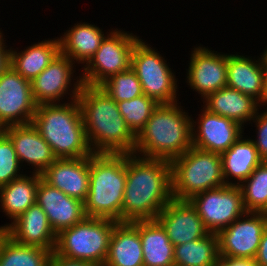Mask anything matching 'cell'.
<instances>
[{"instance_id":"cell-10","label":"cell","mask_w":267,"mask_h":266,"mask_svg":"<svg viewBox=\"0 0 267 266\" xmlns=\"http://www.w3.org/2000/svg\"><path fill=\"white\" fill-rule=\"evenodd\" d=\"M74 66L76 67L72 60L59 52L51 63L31 81L35 103L37 105L65 103L63 100L68 96L66 100H76L83 82L81 73L78 76Z\"/></svg>"},{"instance_id":"cell-33","label":"cell","mask_w":267,"mask_h":266,"mask_svg":"<svg viewBox=\"0 0 267 266\" xmlns=\"http://www.w3.org/2000/svg\"><path fill=\"white\" fill-rule=\"evenodd\" d=\"M116 103L131 100L143 94L141 83L131 69L112 75L100 86Z\"/></svg>"},{"instance_id":"cell-25","label":"cell","mask_w":267,"mask_h":266,"mask_svg":"<svg viewBox=\"0 0 267 266\" xmlns=\"http://www.w3.org/2000/svg\"><path fill=\"white\" fill-rule=\"evenodd\" d=\"M243 136L244 134L227 151L220 154L226 185L239 186L263 162L251 137Z\"/></svg>"},{"instance_id":"cell-17","label":"cell","mask_w":267,"mask_h":266,"mask_svg":"<svg viewBox=\"0 0 267 266\" xmlns=\"http://www.w3.org/2000/svg\"><path fill=\"white\" fill-rule=\"evenodd\" d=\"M155 219L174 246L198 240L209 233L189 201L172 199Z\"/></svg>"},{"instance_id":"cell-42","label":"cell","mask_w":267,"mask_h":266,"mask_svg":"<svg viewBox=\"0 0 267 266\" xmlns=\"http://www.w3.org/2000/svg\"><path fill=\"white\" fill-rule=\"evenodd\" d=\"M259 213L267 219V201H266L264 207L259 211Z\"/></svg>"},{"instance_id":"cell-32","label":"cell","mask_w":267,"mask_h":266,"mask_svg":"<svg viewBox=\"0 0 267 266\" xmlns=\"http://www.w3.org/2000/svg\"><path fill=\"white\" fill-rule=\"evenodd\" d=\"M117 105L125 123L137 136L159 104L153 98L142 94L131 100L117 102Z\"/></svg>"},{"instance_id":"cell-21","label":"cell","mask_w":267,"mask_h":266,"mask_svg":"<svg viewBox=\"0 0 267 266\" xmlns=\"http://www.w3.org/2000/svg\"><path fill=\"white\" fill-rule=\"evenodd\" d=\"M17 243L54 251L57 234L52 229L44 210L35 203L14 222L1 225Z\"/></svg>"},{"instance_id":"cell-29","label":"cell","mask_w":267,"mask_h":266,"mask_svg":"<svg viewBox=\"0 0 267 266\" xmlns=\"http://www.w3.org/2000/svg\"><path fill=\"white\" fill-rule=\"evenodd\" d=\"M219 257L217 233L174 246V265L211 266Z\"/></svg>"},{"instance_id":"cell-9","label":"cell","mask_w":267,"mask_h":266,"mask_svg":"<svg viewBox=\"0 0 267 266\" xmlns=\"http://www.w3.org/2000/svg\"><path fill=\"white\" fill-rule=\"evenodd\" d=\"M136 35L114 28L88 63L81 67L83 84L100 86L112 75L127 71L131 65L133 47L140 39Z\"/></svg>"},{"instance_id":"cell-2","label":"cell","mask_w":267,"mask_h":266,"mask_svg":"<svg viewBox=\"0 0 267 266\" xmlns=\"http://www.w3.org/2000/svg\"><path fill=\"white\" fill-rule=\"evenodd\" d=\"M77 100L93 153L134 154L136 135L102 88L83 84Z\"/></svg>"},{"instance_id":"cell-41","label":"cell","mask_w":267,"mask_h":266,"mask_svg":"<svg viewBox=\"0 0 267 266\" xmlns=\"http://www.w3.org/2000/svg\"><path fill=\"white\" fill-rule=\"evenodd\" d=\"M6 234H7L6 229L4 227L0 226V247H1L2 240Z\"/></svg>"},{"instance_id":"cell-26","label":"cell","mask_w":267,"mask_h":266,"mask_svg":"<svg viewBox=\"0 0 267 266\" xmlns=\"http://www.w3.org/2000/svg\"><path fill=\"white\" fill-rule=\"evenodd\" d=\"M60 52L58 37L44 39L18 51L10 47V66L25 79L36 78Z\"/></svg>"},{"instance_id":"cell-22","label":"cell","mask_w":267,"mask_h":266,"mask_svg":"<svg viewBox=\"0 0 267 266\" xmlns=\"http://www.w3.org/2000/svg\"><path fill=\"white\" fill-rule=\"evenodd\" d=\"M112 30L113 28L104 33L103 29H100L95 24L77 22L72 27H69L62 36L58 37L60 52L75 64H83L82 67H84Z\"/></svg>"},{"instance_id":"cell-20","label":"cell","mask_w":267,"mask_h":266,"mask_svg":"<svg viewBox=\"0 0 267 266\" xmlns=\"http://www.w3.org/2000/svg\"><path fill=\"white\" fill-rule=\"evenodd\" d=\"M90 156L56 159L41 178L67 196L85 202L89 191Z\"/></svg>"},{"instance_id":"cell-7","label":"cell","mask_w":267,"mask_h":266,"mask_svg":"<svg viewBox=\"0 0 267 266\" xmlns=\"http://www.w3.org/2000/svg\"><path fill=\"white\" fill-rule=\"evenodd\" d=\"M118 222L109 218L85 217L57 234L54 253L69 259L103 266L108 256L113 228Z\"/></svg>"},{"instance_id":"cell-27","label":"cell","mask_w":267,"mask_h":266,"mask_svg":"<svg viewBox=\"0 0 267 266\" xmlns=\"http://www.w3.org/2000/svg\"><path fill=\"white\" fill-rule=\"evenodd\" d=\"M28 175L25 172L20 178L0 187V209L11 223L36 203L39 174Z\"/></svg>"},{"instance_id":"cell-34","label":"cell","mask_w":267,"mask_h":266,"mask_svg":"<svg viewBox=\"0 0 267 266\" xmlns=\"http://www.w3.org/2000/svg\"><path fill=\"white\" fill-rule=\"evenodd\" d=\"M10 138L5 132L0 134V187L24 175ZM21 172V173H20Z\"/></svg>"},{"instance_id":"cell-16","label":"cell","mask_w":267,"mask_h":266,"mask_svg":"<svg viewBox=\"0 0 267 266\" xmlns=\"http://www.w3.org/2000/svg\"><path fill=\"white\" fill-rule=\"evenodd\" d=\"M256 59L238 52L227 53L226 87L251 96L264 108L267 104L265 61L262 53Z\"/></svg>"},{"instance_id":"cell-38","label":"cell","mask_w":267,"mask_h":266,"mask_svg":"<svg viewBox=\"0 0 267 266\" xmlns=\"http://www.w3.org/2000/svg\"><path fill=\"white\" fill-rule=\"evenodd\" d=\"M255 260L259 266H267V227L262 234Z\"/></svg>"},{"instance_id":"cell-12","label":"cell","mask_w":267,"mask_h":266,"mask_svg":"<svg viewBox=\"0 0 267 266\" xmlns=\"http://www.w3.org/2000/svg\"><path fill=\"white\" fill-rule=\"evenodd\" d=\"M37 104L32 96L31 81L10 65L0 75V123L5 128L32 123Z\"/></svg>"},{"instance_id":"cell-44","label":"cell","mask_w":267,"mask_h":266,"mask_svg":"<svg viewBox=\"0 0 267 266\" xmlns=\"http://www.w3.org/2000/svg\"><path fill=\"white\" fill-rule=\"evenodd\" d=\"M265 69H266V89H267V62H265Z\"/></svg>"},{"instance_id":"cell-1","label":"cell","mask_w":267,"mask_h":266,"mask_svg":"<svg viewBox=\"0 0 267 266\" xmlns=\"http://www.w3.org/2000/svg\"><path fill=\"white\" fill-rule=\"evenodd\" d=\"M172 199L169 161L126 154L122 222L153 220Z\"/></svg>"},{"instance_id":"cell-31","label":"cell","mask_w":267,"mask_h":266,"mask_svg":"<svg viewBox=\"0 0 267 266\" xmlns=\"http://www.w3.org/2000/svg\"><path fill=\"white\" fill-rule=\"evenodd\" d=\"M246 212H259L267 201V161H263L239 185Z\"/></svg>"},{"instance_id":"cell-5","label":"cell","mask_w":267,"mask_h":266,"mask_svg":"<svg viewBox=\"0 0 267 266\" xmlns=\"http://www.w3.org/2000/svg\"><path fill=\"white\" fill-rule=\"evenodd\" d=\"M125 183L126 154L93 153L89 191L84 202L86 216L122 222Z\"/></svg>"},{"instance_id":"cell-23","label":"cell","mask_w":267,"mask_h":266,"mask_svg":"<svg viewBox=\"0 0 267 266\" xmlns=\"http://www.w3.org/2000/svg\"><path fill=\"white\" fill-rule=\"evenodd\" d=\"M202 101L204 105L201 107L214 114L229 118L243 128L255 118L258 109H262V106L251 96L229 87L213 92Z\"/></svg>"},{"instance_id":"cell-11","label":"cell","mask_w":267,"mask_h":266,"mask_svg":"<svg viewBox=\"0 0 267 266\" xmlns=\"http://www.w3.org/2000/svg\"><path fill=\"white\" fill-rule=\"evenodd\" d=\"M188 201L210 233H218L246 212L238 185H224L203 191Z\"/></svg>"},{"instance_id":"cell-39","label":"cell","mask_w":267,"mask_h":266,"mask_svg":"<svg viewBox=\"0 0 267 266\" xmlns=\"http://www.w3.org/2000/svg\"><path fill=\"white\" fill-rule=\"evenodd\" d=\"M233 266H259L253 258H235L233 257Z\"/></svg>"},{"instance_id":"cell-15","label":"cell","mask_w":267,"mask_h":266,"mask_svg":"<svg viewBox=\"0 0 267 266\" xmlns=\"http://www.w3.org/2000/svg\"><path fill=\"white\" fill-rule=\"evenodd\" d=\"M197 121H191L192 146L209 152L227 151L244 134V128L237 122L214 114L204 107Z\"/></svg>"},{"instance_id":"cell-45","label":"cell","mask_w":267,"mask_h":266,"mask_svg":"<svg viewBox=\"0 0 267 266\" xmlns=\"http://www.w3.org/2000/svg\"><path fill=\"white\" fill-rule=\"evenodd\" d=\"M4 127L1 125V123H0V134L2 133V132H4Z\"/></svg>"},{"instance_id":"cell-3","label":"cell","mask_w":267,"mask_h":266,"mask_svg":"<svg viewBox=\"0 0 267 266\" xmlns=\"http://www.w3.org/2000/svg\"><path fill=\"white\" fill-rule=\"evenodd\" d=\"M184 108L179 101L159 104L136 136L134 154L171 162L191 148L192 115Z\"/></svg>"},{"instance_id":"cell-37","label":"cell","mask_w":267,"mask_h":266,"mask_svg":"<svg viewBox=\"0 0 267 266\" xmlns=\"http://www.w3.org/2000/svg\"><path fill=\"white\" fill-rule=\"evenodd\" d=\"M0 28V75L9 67L10 63V48H7L6 36H3V31Z\"/></svg>"},{"instance_id":"cell-13","label":"cell","mask_w":267,"mask_h":266,"mask_svg":"<svg viewBox=\"0 0 267 266\" xmlns=\"http://www.w3.org/2000/svg\"><path fill=\"white\" fill-rule=\"evenodd\" d=\"M267 219L259 212H245L217 233L219 256L255 259Z\"/></svg>"},{"instance_id":"cell-14","label":"cell","mask_w":267,"mask_h":266,"mask_svg":"<svg viewBox=\"0 0 267 266\" xmlns=\"http://www.w3.org/2000/svg\"><path fill=\"white\" fill-rule=\"evenodd\" d=\"M189 62L185 82L201 95V100L226 87L227 53L211 50L200 44L191 51Z\"/></svg>"},{"instance_id":"cell-28","label":"cell","mask_w":267,"mask_h":266,"mask_svg":"<svg viewBox=\"0 0 267 266\" xmlns=\"http://www.w3.org/2000/svg\"><path fill=\"white\" fill-rule=\"evenodd\" d=\"M139 235L144 266L174 265V245L156 219L140 220Z\"/></svg>"},{"instance_id":"cell-36","label":"cell","mask_w":267,"mask_h":266,"mask_svg":"<svg viewBox=\"0 0 267 266\" xmlns=\"http://www.w3.org/2000/svg\"><path fill=\"white\" fill-rule=\"evenodd\" d=\"M49 266H98V265L86 261L69 259L61 255H56L54 252H52Z\"/></svg>"},{"instance_id":"cell-4","label":"cell","mask_w":267,"mask_h":266,"mask_svg":"<svg viewBox=\"0 0 267 266\" xmlns=\"http://www.w3.org/2000/svg\"><path fill=\"white\" fill-rule=\"evenodd\" d=\"M32 124L50 145L57 159L83 158L93 154L77 99L37 105Z\"/></svg>"},{"instance_id":"cell-30","label":"cell","mask_w":267,"mask_h":266,"mask_svg":"<svg viewBox=\"0 0 267 266\" xmlns=\"http://www.w3.org/2000/svg\"><path fill=\"white\" fill-rule=\"evenodd\" d=\"M51 254L47 249L17 243L6 234L0 247V266H49Z\"/></svg>"},{"instance_id":"cell-6","label":"cell","mask_w":267,"mask_h":266,"mask_svg":"<svg viewBox=\"0 0 267 266\" xmlns=\"http://www.w3.org/2000/svg\"><path fill=\"white\" fill-rule=\"evenodd\" d=\"M170 164L172 196L175 200L188 201L203 191L226 185L219 153L192 146Z\"/></svg>"},{"instance_id":"cell-18","label":"cell","mask_w":267,"mask_h":266,"mask_svg":"<svg viewBox=\"0 0 267 266\" xmlns=\"http://www.w3.org/2000/svg\"><path fill=\"white\" fill-rule=\"evenodd\" d=\"M4 132L13 143L22 168L30 166V173L42 174L57 158L50 145L43 139L32 124L5 127Z\"/></svg>"},{"instance_id":"cell-19","label":"cell","mask_w":267,"mask_h":266,"mask_svg":"<svg viewBox=\"0 0 267 266\" xmlns=\"http://www.w3.org/2000/svg\"><path fill=\"white\" fill-rule=\"evenodd\" d=\"M36 203L44 210L56 234L72 227L85 217L84 202L67 196L65 193L46 183L39 174Z\"/></svg>"},{"instance_id":"cell-43","label":"cell","mask_w":267,"mask_h":266,"mask_svg":"<svg viewBox=\"0 0 267 266\" xmlns=\"http://www.w3.org/2000/svg\"><path fill=\"white\" fill-rule=\"evenodd\" d=\"M266 49L263 50L262 55L264 58V61L267 62V47H265Z\"/></svg>"},{"instance_id":"cell-40","label":"cell","mask_w":267,"mask_h":266,"mask_svg":"<svg viewBox=\"0 0 267 266\" xmlns=\"http://www.w3.org/2000/svg\"><path fill=\"white\" fill-rule=\"evenodd\" d=\"M211 266H233V257L219 256Z\"/></svg>"},{"instance_id":"cell-24","label":"cell","mask_w":267,"mask_h":266,"mask_svg":"<svg viewBox=\"0 0 267 266\" xmlns=\"http://www.w3.org/2000/svg\"><path fill=\"white\" fill-rule=\"evenodd\" d=\"M103 266H144L139 221L118 222Z\"/></svg>"},{"instance_id":"cell-8","label":"cell","mask_w":267,"mask_h":266,"mask_svg":"<svg viewBox=\"0 0 267 266\" xmlns=\"http://www.w3.org/2000/svg\"><path fill=\"white\" fill-rule=\"evenodd\" d=\"M157 50L140 38L133 47L130 67L141 83L143 94L158 104L178 102V78Z\"/></svg>"},{"instance_id":"cell-35","label":"cell","mask_w":267,"mask_h":266,"mask_svg":"<svg viewBox=\"0 0 267 266\" xmlns=\"http://www.w3.org/2000/svg\"><path fill=\"white\" fill-rule=\"evenodd\" d=\"M266 109L262 112L258 109L255 118L252 120L251 126L254 123L256 127L255 139H251L257 148L258 154L262 161H267V104Z\"/></svg>"}]
</instances>
